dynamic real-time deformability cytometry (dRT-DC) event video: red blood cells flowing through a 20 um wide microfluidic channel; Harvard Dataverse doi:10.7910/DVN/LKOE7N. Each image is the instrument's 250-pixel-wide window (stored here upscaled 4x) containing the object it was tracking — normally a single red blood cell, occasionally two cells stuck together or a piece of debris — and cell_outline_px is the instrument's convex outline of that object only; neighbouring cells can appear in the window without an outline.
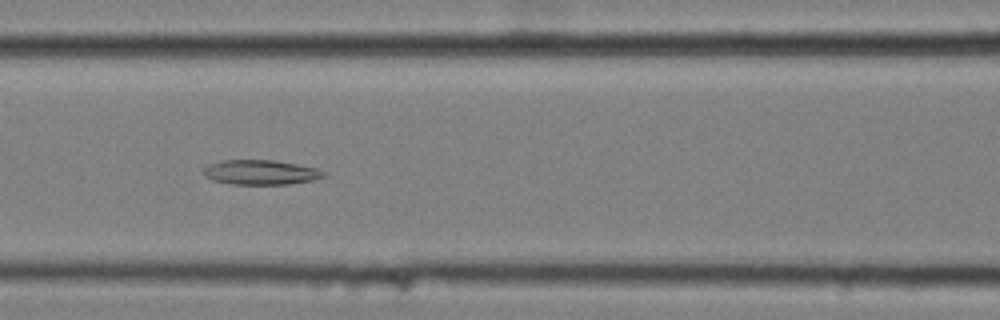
{"species": "common noctule bat (a hibernating species)", "species_latin": "Nyctalus noctula", "temperature_condition": "cold", "stored_images_in_passage": 46, "camera_frame_rate_fps": 3000, "um_per_image_px": 0.085, "animal": {"sex": "female", "body_mass_g": 25.1}, "frame": {"image": 1, "passage_image": 13, "time_ms": 4.0, "image_size_px": [1000, 320], "cell_outline_px": [[328, 176], [312, 180], [288, 184], [232, 184], [212, 180], [204, 176], [204, 168], [208, 164], [224, 160], [272, 160], [296, 164], [316, 168], [324, 172]], "centroid_in_image_um": [22.15, 14.65], "position_along_channel_um": 144.5, "area_um2": 17.22}}
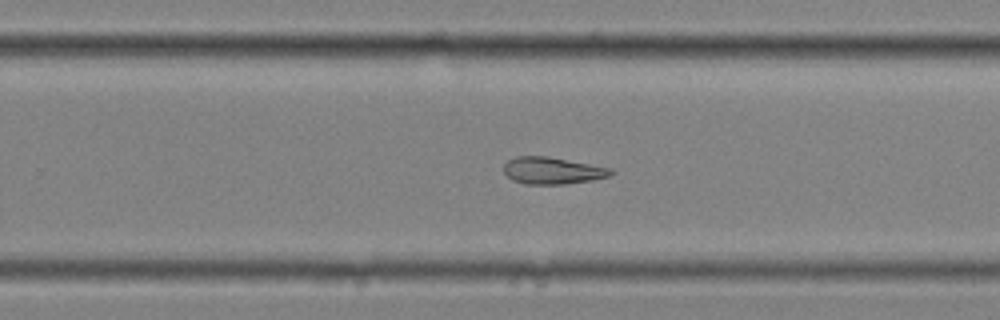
{"frame": {"image": 2, "passage_image": 25, "time_ms": 8.0, "image_size_px": [1000, 320], "cell_outline_px": [[616, 172], [608, 176], [592, 180], [564, 184], [524, 184], [512, 180], [504, 172], [504, 164], [508, 160], [516, 156], [548, 156], [612, 168]], "centroid_in_image_um": [46.96, 14.5], "position_along_channel_um": 282.8, "area_um2": 16.88}}
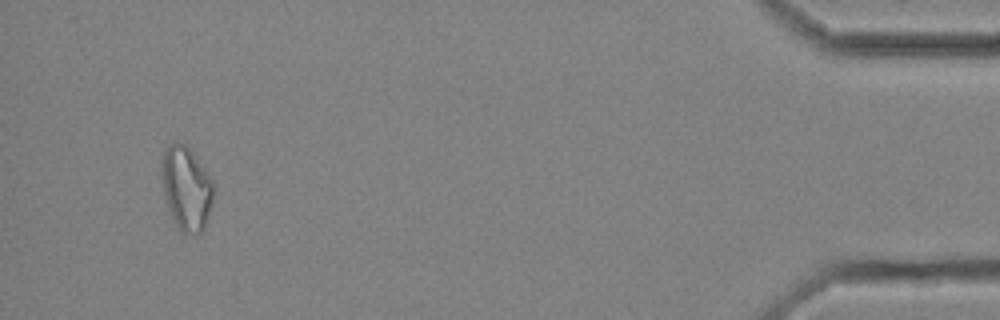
{"frame": {"image": 3, "passage_image": 43, "time_ms": 14.0, "image_size_px": [1000, 320], "cell_outline_px": [[212, 200], [204, 232], [180, 232], [172, 220], [164, 196], [160, 168], [160, 164], [164, 148], [168, 144], [176, 140], [184, 144], [192, 152], [204, 168], [212, 180]], "centroid_in_image_um": [15.79, 15.98], "position_along_channel_um": 419.4, "area_um2": 25.43}}